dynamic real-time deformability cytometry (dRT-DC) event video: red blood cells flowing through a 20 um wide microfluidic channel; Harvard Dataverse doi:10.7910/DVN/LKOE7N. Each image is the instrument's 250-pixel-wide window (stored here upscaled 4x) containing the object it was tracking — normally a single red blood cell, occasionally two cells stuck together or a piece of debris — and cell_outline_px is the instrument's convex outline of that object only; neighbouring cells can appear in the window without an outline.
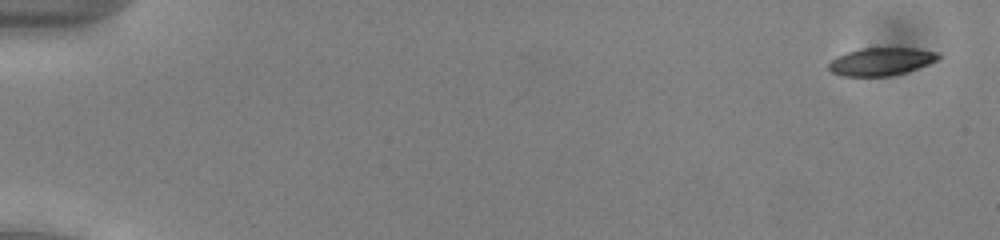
{"species": "common noctule bat (a hibernating species)", "species_latin": "Nyctalus noctula", "temperature_condition": "cold", "stored_images_in_passage": 48, "camera_frame_rate_fps": 3000, "um_per_image_px": 0.085, "animal": {"sex": "male", "body_mass_g": 13.0, "forearm_length_mm": 53.1}, "frame": {"image": 1, "passage_image": 1, "time_ms": 0.0, "image_size_px": [1000, 240], "cell_outline_px": [[940, 56], [936, 60], [928, 64], [904, 72], [888, 76], [840, 76], [832, 72], [828, 68], [828, 64], [832, 60], [848, 52], [860, 48], [916, 48], [940, 52]], "centroid_in_image_um": [74.9, 5.22], "position_along_channel_um": 10.1, "area_um2": 17.57}}
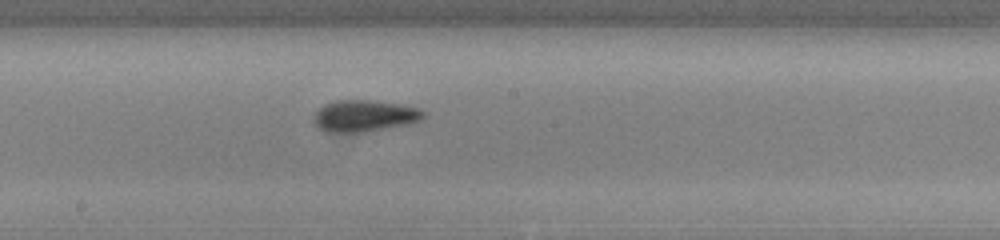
{"frame": {"image": 2, "passage_image": 29, "time_ms": 9.333, "image_size_px": [1000, 240], "cell_outline_px": [[424, 116], [420, 120], [408, 124], [364, 132], [324, 132], [316, 124], [316, 112], [324, 104], [336, 100], [368, 100], [400, 104], [416, 108], [424, 112]], "centroid_in_image_um": [30.97, 9.85], "position_along_channel_um": 217.2, "area_um2": 19.83}}
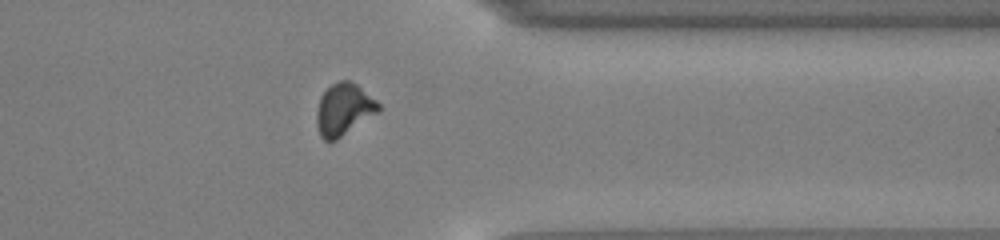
{"frame": {"image": 3, "passage_image": 42, "time_ms": 13.667, "image_size_px": [1000, 240], "cell_outline_px": [[380, 112], [336, 140], [324, 140], [320, 136], [316, 124], [316, 112], [320, 96], [332, 84], [340, 80], [348, 80], [356, 84], [376, 100], [380, 104]], "centroid_in_image_um": [29.22, 9.31], "position_along_channel_um": 382.2, "area_um2": 18.79}}